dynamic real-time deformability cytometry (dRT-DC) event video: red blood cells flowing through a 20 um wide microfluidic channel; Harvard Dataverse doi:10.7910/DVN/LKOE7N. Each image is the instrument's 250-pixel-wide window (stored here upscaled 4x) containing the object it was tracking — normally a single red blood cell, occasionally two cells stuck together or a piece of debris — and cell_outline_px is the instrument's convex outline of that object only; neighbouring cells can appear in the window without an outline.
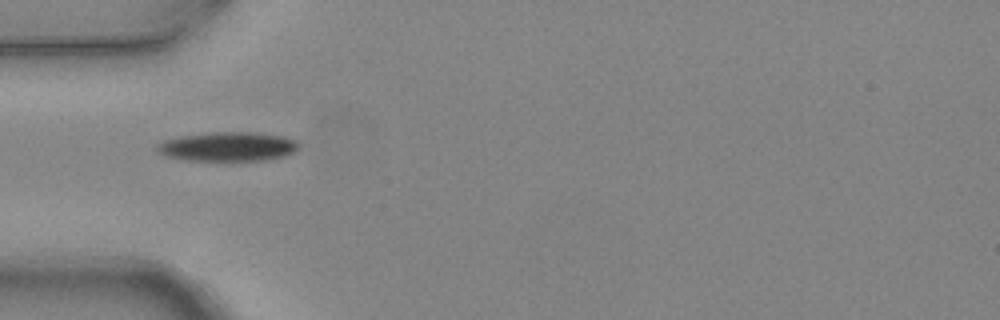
{"species": "common noctule bat (a hibernating species)", "species_latin": "Nyctalus noctula", "temperature_condition": "warm", "stored_images_in_passage": 5, "camera_frame_rate_fps": 3000, "um_per_image_px": 0.085, "animal": {"sex": "female", "body_mass_g": 24.6, "forearm_length_mm": 56.2}, "frame": {"image": 1, "passage_image": 4, "time_ms": 1.0, "image_size_px": [1000, 320], "cell_outline_px": [[300, 148], [296, 152], [284, 156], [264, 160], [184, 160], [168, 156], [160, 152], [156, 148], [156, 144], [164, 140], [180, 136], [208, 132], [256, 132], [284, 136], [296, 140], [300, 144]], "centroid_in_image_um": [19.42, 12.45], "position_along_channel_um": 65.6, "area_um2": 24.28}}
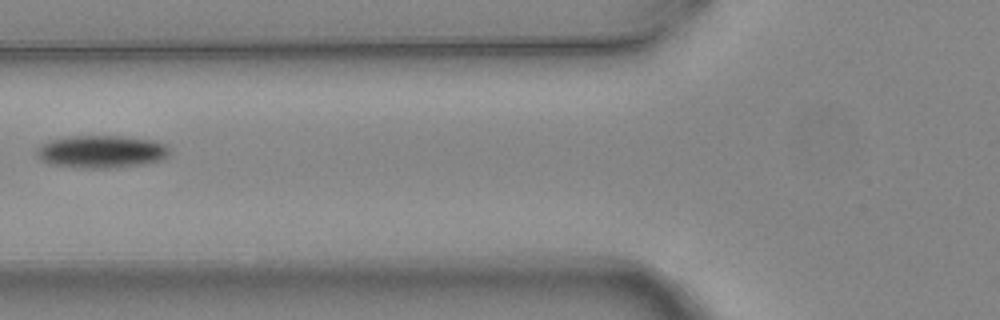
{"frame": {"image": 2, "passage_image": 5, "time_ms": 1.333, "image_size_px": [1000, 320], "cell_outline_px": [[172, 148], [168, 156], [160, 160], [144, 164], [108, 168], [76, 168], [48, 164], [40, 160], [36, 156], [36, 148], [40, 144], [48, 140], [72, 136], [120, 136], [156, 140], [168, 144]], "centroid_in_image_um": [8.61, 12.89], "position_along_channel_um": 117.2, "area_um2": 25.84}}